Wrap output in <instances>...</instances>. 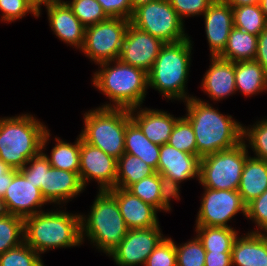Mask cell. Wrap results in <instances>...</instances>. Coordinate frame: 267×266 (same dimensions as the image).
<instances>
[{"label": "cell", "mask_w": 267, "mask_h": 266, "mask_svg": "<svg viewBox=\"0 0 267 266\" xmlns=\"http://www.w3.org/2000/svg\"><path fill=\"white\" fill-rule=\"evenodd\" d=\"M186 116L193 128L197 147V156H204L230 149L241 143L243 125L231 115H225L215 109L208 101L191 97L184 102Z\"/></svg>", "instance_id": "cell-1"}, {"label": "cell", "mask_w": 267, "mask_h": 266, "mask_svg": "<svg viewBox=\"0 0 267 266\" xmlns=\"http://www.w3.org/2000/svg\"><path fill=\"white\" fill-rule=\"evenodd\" d=\"M98 65L100 70L92 76V83L112 102L102 104L101 107L130 110L142 106L149 89L148 73L145 70L119 59Z\"/></svg>", "instance_id": "cell-2"}, {"label": "cell", "mask_w": 267, "mask_h": 266, "mask_svg": "<svg viewBox=\"0 0 267 266\" xmlns=\"http://www.w3.org/2000/svg\"><path fill=\"white\" fill-rule=\"evenodd\" d=\"M24 242L38 254L82 243L81 217L64 210L42 211L24 219Z\"/></svg>", "instance_id": "cell-3"}, {"label": "cell", "mask_w": 267, "mask_h": 266, "mask_svg": "<svg viewBox=\"0 0 267 266\" xmlns=\"http://www.w3.org/2000/svg\"><path fill=\"white\" fill-rule=\"evenodd\" d=\"M190 37L175 43H165L148 72V87L157 90L167 100L187 101L186 84L191 65Z\"/></svg>", "instance_id": "cell-4"}, {"label": "cell", "mask_w": 267, "mask_h": 266, "mask_svg": "<svg viewBox=\"0 0 267 266\" xmlns=\"http://www.w3.org/2000/svg\"><path fill=\"white\" fill-rule=\"evenodd\" d=\"M80 217L82 243L87 238L106 256L123 241L129 230L109 190H99L88 215L80 213Z\"/></svg>", "instance_id": "cell-5"}, {"label": "cell", "mask_w": 267, "mask_h": 266, "mask_svg": "<svg viewBox=\"0 0 267 266\" xmlns=\"http://www.w3.org/2000/svg\"><path fill=\"white\" fill-rule=\"evenodd\" d=\"M47 130L46 125L30 113L0 117V159L12 169H22L41 152Z\"/></svg>", "instance_id": "cell-6"}, {"label": "cell", "mask_w": 267, "mask_h": 266, "mask_svg": "<svg viewBox=\"0 0 267 266\" xmlns=\"http://www.w3.org/2000/svg\"><path fill=\"white\" fill-rule=\"evenodd\" d=\"M83 117L82 139L118 159L124 153L126 125L131 120L130 110L99 106L85 112Z\"/></svg>", "instance_id": "cell-7"}, {"label": "cell", "mask_w": 267, "mask_h": 266, "mask_svg": "<svg viewBox=\"0 0 267 266\" xmlns=\"http://www.w3.org/2000/svg\"><path fill=\"white\" fill-rule=\"evenodd\" d=\"M248 154L242 141L230 149L202 157L199 183L213 190H238Z\"/></svg>", "instance_id": "cell-8"}, {"label": "cell", "mask_w": 267, "mask_h": 266, "mask_svg": "<svg viewBox=\"0 0 267 266\" xmlns=\"http://www.w3.org/2000/svg\"><path fill=\"white\" fill-rule=\"evenodd\" d=\"M131 24L155 36L164 43H175L190 37L185 33L184 21L169 0H156L134 10Z\"/></svg>", "instance_id": "cell-9"}, {"label": "cell", "mask_w": 267, "mask_h": 266, "mask_svg": "<svg viewBox=\"0 0 267 266\" xmlns=\"http://www.w3.org/2000/svg\"><path fill=\"white\" fill-rule=\"evenodd\" d=\"M130 23L128 19L110 17L86 27L81 52L95 65L118 59Z\"/></svg>", "instance_id": "cell-10"}, {"label": "cell", "mask_w": 267, "mask_h": 266, "mask_svg": "<svg viewBox=\"0 0 267 266\" xmlns=\"http://www.w3.org/2000/svg\"><path fill=\"white\" fill-rule=\"evenodd\" d=\"M204 193L196 217V226L226 227L237 213L246 217V204L238 190H213L203 187Z\"/></svg>", "instance_id": "cell-11"}, {"label": "cell", "mask_w": 267, "mask_h": 266, "mask_svg": "<svg viewBox=\"0 0 267 266\" xmlns=\"http://www.w3.org/2000/svg\"><path fill=\"white\" fill-rule=\"evenodd\" d=\"M79 177L84 188L92 180L99 190L116 187L117 159L85 142L80 135Z\"/></svg>", "instance_id": "cell-12"}, {"label": "cell", "mask_w": 267, "mask_h": 266, "mask_svg": "<svg viewBox=\"0 0 267 266\" xmlns=\"http://www.w3.org/2000/svg\"><path fill=\"white\" fill-rule=\"evenodd\" d=\"M159 226L130 229L123 241L110 253L118 266L145 265L148 256L165 238Z\"/></svg>", "instance_id": "cell-13"}, {"label": "cell", "mask_w": 267, "mask_h": 266, "mask_svg": "<svg viewBox=\"0 0 267 266\" xmlns=\"http://www.w3.org/2000/svg\"><path fill=\"white\" fill-rule=\"evenodd\" d=\"M46 204L40 189L18 171L0 201V211L25 219L42 212Z\"/></svg>", "instance_id": "cell-14"}, {"label": "cell", "mask_w": 267, "mask_h": 266, "mask_svg": "<svg viewBox=\"0 0 267 266\" xmlns=\"http://www.w3.org/2000/svg\"><path fill=\"white\" fill-rule=\"evenodd\" d=\"M164 44L160 39L130 23L118 59L148 73Z\"/></svg>", "instance_id": "cell-15"}, {"label": "cell", "mask_w": 267, "mask_h": 266, "mask_svg": "<svg viewBox=\"0 0 267 266\" xmlns=\"http://www.w3.org/2000/svg\"><path fill=\"white\" fill-rule=\"evenodd\" d=\"M84 190L78 173L51 167L44 155V178L43 184H41V193L48 204L62 205V203L76 198Z\"/></svg>", "instance_id": "cell-16"}, {"label": "cell", "mask_w": 267, "mask_h": 266, "mask_svg": "<svg viewBox=\"0 0 267 266\" xmlns=\"http://www.w3.org/2000/svg\"><path fill=\"white\" fill-rule=\"evenodd\" d=\"M203 17L210 57H218L223 52L234 27L232 7L224 0H215L204 12Z\"/></svg>", "instance_id": "cell-17"}, {"label": "cell", "mask_w": 267, "mask_h": 266, "mask_svg": "<svg viewBox=\"0 0 267 266\" xmlns=\"http://www.w3.org/2000/svg\"><path fill=\"white\" fill-rule=\"evenodd\" d=\"M47 9L49 26L59 40L81 50L85 41V26L73 14L65 1L43 5Z\"/></svg>", "instance_id": "cell-18"}, {"label": "cell", "mask_w": 267, "mask_h": 266, "mask_svg": "<svg viewBox=\"0 0 267 266\" xmlns=\"http://www.w3.org/2000/svg\"><path fill=\"white\" fill-rule=\"evenodd\" d=\"M109 191L115 196L120 213L129 230L160 226L157 217L158 210L155 207L142 201L127 189L115 187Z\"/></svg>", "instance_id": "cell-19"}, {"label": "cell", "mask_w": 267, "mask_h": 266, "mask_svg": "<svg viewBox=\"0 0 267 266\" xmlns=\"http://www.w3.org/2000/svg\"><path fill=\"white\" fill-rule=\"evenodd\" d=\"M200 158L177 150L165 143L160 146L157 172L179 183L197 178L199 180Z\"/></svg>", "instance_id": "cell-20"}, {"label": "cell", "mask_w": 267, "mask_h": 266, "mask_svg": "<svg viewBox=\"0 0 267 266\" xmlns=\"http://www.w3.org/2000/svg\"><path fill=\"white\" fill-rule=\"evenodd\" d=\"M167 112L140 106L130 109V117L151 142L161 146L168 142L178 119Z\"/></svg>", "instance_id": "cell-21"}, {"label": "cell", "mask_w": 267, "mask_h": 266, "mask_svg": "<svg viewBox=\"0 0 267 266\" xmlns=\"http://www.w3.org/2000/svg\"><path fill=\"white\" fill-rule=\"evenodd\" d=\"M210 62L202 79V91L213 101L224 100L227 96L236 94L235 62L220 57H211Z\"/></svg>", "instance_id": "cell-22"}, {"label": "cell", "mask_w": 267, "mask_h": 266, "mask_svg": "<svg viewBox=\"0 0 267 266\" xmlns=\"http://www.w3.org/2000/svg\"><path fill=\"white\" fill-rule=\"evenodd\" d=\"M231 261L232 266H267V233L238 235L232 247Z\"/></svg>", "instance_id": "cell-23"}, {"label": "cell", "mask_w": 267, "mask_h": 266, "mask_svg": "<svg viewBox=\"0 0 267 266\" xmlns=\"http://www.w3.org/2000/svg\"><path fill=\"white\" fill-rule=\"evenodd\" d=\"M267 190V161L249 156L246 159L238 187L247 205Z\"/></svg>", "instance_id": "cell-24"}, {"label": "cell", "mask_w": 267, "mask_h": 266, "mask_svg": "<svg viewBox=\"0 0 267 266\" xmlns=\"http://www.w3.org/2000/svg\"><path fill=\"white\" fill-rule=\"evenodd\" d=\"M51 133L47 130L43 136L41 142V152L48 159L51 167L66 170L70 172H76L79 174L80 166V134L76 138L74 143L66 142L58 137L55 138V146L51 150V156L46 154V144L50 140Z\"/></svg>", "instance_id": "cell-25"}, {"label": "cell", "mask_w": 267, "mask_h": 266, "mask_svg": "<svg viewBox=\"0 0 267 266\" xmlns=\"http://www.w3.org/2000/svg\"><path fill=\"white\" fill-rule=\"evenodd\" d=\"M124 153L139 157L157 172L160 146L151 142L132 120L126 125Z\"/></svg>", "instance_id": "cell-26"}, {"label": "cell", "mask_w": 267, "mask_h": 266, "mask_svg": "<svg viewBox=\"0 0 267 266\" xmlns=\"http://www.w3.org/2000/svg\"><path fill=\"white\" fill-rule=\"evenodd\" d=\"M236 92L251 97L267 91V73L255 60L235 62ZM257 93V94H256Z\"/></svg>", "instance_id": "cell-27"}, {"label": "cell", "mask_w": 267, "mask_h": 266, "mask_svg": "<svg viewBox=\"0 0 267 266\" xmlns=\"http://www.w3.org/2000/svg\"><path fill=\"white\" fill-rule=\"evenodd\" d=\"M258 36L233 27L223 52L218 56L224 60L237 62L254 60Z\"/></svg>", "instance_id": "cell-28"}, {"label": "cell", "mask_w": 267, "mask_h": 266, "mask_svg": "<svg viewBox=\"0 0 267 266\" xmlns=\"http://www.w3.org/2000/svg\"><path fill=\"white\" fill-rule=\"evenodd\" d=\"M156 171L139 157L123 153L117 159L116 187L127 189L135 182L149 177Z\"/></svg>", "instance_id": "cell-29"}, {"label": "cell", "mask_w": 267, "mask_h": 266, "mask_svg": "<svg viewBox=\"0 0 267 266\" xmlns=\"http://www.w3.org/2000/svg\"><path fill=\"white\" fill-rule=\"evenodd\" d=\"M196 236L206 252H232L239 232L234 228L196 226Z\"/></svg>", "instance_id": "cell-30"}, {"label": "cell", "mask_w": 267, "mask_h": 266, "mask_svg": "<svg viewBox=\"0 0 267 266\" xmlns=\"http://www.w3.org/2000/svg\"><path fill=\"white\" fill-rule=\"evenodd\" d=\"M234 27L258 36L266 27L267 21L259 4L232 7Z\"/></svg>", "instance_id": "cell-31"}, {"label": "cell", "mask_w": 267, "mask_h": 266, "mask_svg": "<svg viewBox=\"0 0 267 266\" xmlns=\"http://www.w3.org/2000/svg\"><path fill=\"white\" fill-rule=\"evenodd\" d=\"M24 219L0 211V255L24 242Z\"/></svg>", "instance_id": "cell-32"}, {"label": "cell", "mask_w": 267, "mask_h": 266, "mask_svg": "<svg viewBox=\"0 0 267 266\" xmlns=\"http://www.w3.org/2000/svg\"><path fill=\"white\" fill-rule=\"evenodd\" d=\"M242 140L246 148H252L255 158L267 161V119L256 121L250 127L243 126ZM247 140V141H246ZM248 143V144H246Z\"/></svg>", "instance_id": "cell-33"}, {"label": "cell", "mask_w": 267, "mask_h": 266, "mask_svg": "<svg viewBox=\"0 0 267 266\" xmlns=\"http://www.w3.org/2000/svg\"><path fill=\"white\" fill-rule=\"evenodd\" d=\"M65 2L85 27L95 25L110 18L97 0H72Z\"/></svg>", "instance_id": "cell-34"}, {"label": "cell", "mask_w": 267, "mask_h": 266, "mask_svg": "<svg viewBox=\"0 0 267 266\" xmlns=\"http://www.w3.org/2000/svg\"><path fill=\"white\" fill-rule=\"evenodd\" d=\"M177 150L197 155L196 140L191 123L184 117H178L167 142Z\"/></svg>", "instance_id": "cell-35"}, {"label": "cell", "mask_w": 267, "mask_h": 266, "mask_svg": "<svg viewBox=\"0 0 267 266\" xmlns=\"http://www.w3.org/2000/svg\"><path fill=\"white\" fill-rule=\"evenodd\" d=\"M41 257L23 242L0 255V266H45Z\"/></svg>", "instance_id": "cell-36"}, {"label": "cell", "mask_w": 267, "mask_h": 266, "mask_svg": "<svg viewBox=\"0 0 267 266\" xmlns=\"http://www.w3.org/2000/svg\"><path fill=\"white\" fill-rule=\"evenodd\" d=\"M127 190L161 212L160 181L158 172L133 183Z\"/></svg>", "instance_id": "cell-37"}, {"label": "cell", "mask_w": 267, "mask_h": 266, "mask_svg": "<svg viewBox=\"0 0 267 266\" xmlns=\"http://www.w3.org/2000/svg\"><path fill=\"white\" fill-rule=\"evenodd\" d=\"M177 266H205L206 251L197 236L180 245L175 243Z\"/></svg>", "instance_id": "cell-38"}, {"label": "cell", "mask_w": 267, "mask_h": 266, "mask_svg": "<svg viewBox=\"0 0 267 266\" xmlns=\"http://www.w3.org/2000/svg\"><path fill=\"white\" fill-rule=\"evenodd\" d=\"M0 10L2 12L0 20L7 24L26 17L28 13L36 18L39 17L38 11L26 0H0Z\"/></svg>", "instance_id": "cell-39"}, {"label": "cell", "mask_w": 267, "mask_h": 266, "mask_svg": "<svg viewBox=\"0 0 267 266\" xmlns=\"http://www.w3.org/2000/svg\"><path fill=\"white\" fill-rule=\"evenodd\" d=\"M144 266H177L174 240L165 236L148 256Z\"/></svg>", "instance_id": "cell-40"}, {"label": "cell", "mask_w": 267, "mask_h": 266, "mask_svg": "<svg viewBox=\"0 0 267 266\" xmlns=\"http://www.w3.org/2000/svg\"><path fill=\"white\" fill-rule=\"evenodd\" d=\"M256 225L253 233H267V190L246 205V217ZM263 231V232H262Z\"/></svg>", "instance_id": "cell-41"}, {"label": "cell", "mask_w": 267, "mask_h": 266, "mask_svg": "<svg viewBox=\"0 0 267 266\" xmlns=\"http://www.w3.org/2000/svg\"><path fill=\"white\" fill-rule=\"evenodd\" d=\"M215 0H169L170 5L184 21L185 17L203 15Z\"/></svg>", "instance_id": "cell-42"}, {"label": "cell", "mask_w": 267, "mask_h": 266, "mask_svg": "<svg viewBox=\"0 0 267 266\" xmlns=\"http://www.w3.org/2000/svg\"><path fill=\"white\" fill-rule=\"evenodd\" d=\"M161 211L171 212V200H180V183L159 174ZM172 198V199H171Z\"/></svg>", "instance_id": "cell-43"}, {"label": "cell", "mask_w": 267, "mask_h": 266, "mask_svg": "<svg viewBox=\"0 0 267 266\" xmlns=\"http://www.w3.org/2000/svg\"><path fill=\"white\" fill-rule=\"evenodd\" d=\"M29 165V166H27ZM27 180H30L41 191L44 178V154L40 152L32 157L25 166L18 170Z\"/></svg>", "instance_id": "cell-44"}, {"label": "cell", "mask_w": 267, "mask_h": 266, "mask_svg": "<svg viewBox=\"0 0 267 266\" xmlns=\"http://www.w3.org/2000/svg\"><path fill=\"white\" fill-rule=\"evenodd\" d=\"M105 13L111 18L131 20L134 11L130 0H97Z\"/></svg>", "instance_id": "cell-45"}, {"label": "cell", "mask_w": 267, "mask_h": 266, "mask_svg": "<svg viewBox=\"0 0 267 266\" xmlns=\"http://www.w3.org/2000/svg\"><path fill=\"white\" fill-rule=\"evenodd\" d=\"M232 252H206L205 266H232Z\"/></svg>", "instance_id": "cell-46"}, {"label": "cell", "mask_w": 267, "mask_h": 266, "mask_svg": "<svg viewBox=\"0 0 267 266\" xmlns=\"http://www.w3.org/2000/svg\"><path fill=\"white\" fill-rule=\"evenodd\" d=\"M257 61L267 73V27L258 35V43L256 50Z\"/></svg>", "instance_id": "cell-47"}, {"label": "cell", "mask_w": 267, "mask_h": 266, "mask_svg": "<svg viewBox=\"0 0 267 266\" xmlns=\"http://www.w3.org/2000/svg\"><path fill=\"white\" fill-rule=\"evenodd\" d=\"M18 172L16 169H10L6 174H4V178H0V201L4 198L6 189L12 182L13 176Z\"/></svg>", "instance_id": "cell-48"}, {"label": "cell", "mask_w": 267, "mask_h": 266, "mask_svg": "<svg viewBox=\"0 0 267 266\" xmlns=\"http://www.w3.org/2000/svg\"><path fill=\"white\" fill-rule=\"evenodd\" d=\"M231 7L259 4L260 0H224Z\"/></svg>", "instance_id": "cell-49"}, {"label": "cell", "mask_w": 267, "mask_h": 266, "mask_svg": "<svg viewBox=\"0 0 267 266\" xmlns=\"http://www.w3.org/2000/svg\"><path fill=\"white\" fill-rule=\"evenodd\" d=\"M58 1H62V0H34V8L38 11V16L41 15V6L42 4H48V3H52V2H58Z\"/></svg>", "instance_id": "cell-50"}, {"label": "cell", "mask_w": 267, "mask_h": 266, "mask_svg": "<svg viewBox=\"0 0 267 266\" xmlns=\"http://www.w3.org/2000/svg\"><path fill=\"white\" fill-rule=\"evenodd\" d=\"M130 1H131L132 10L134 11L139 6L143 4H147L152 1H156V0H130Z\"/></svg>", "instance_id": "cell-51"}, {"label": "cell", "mask_w": 267, "mask_h": 266, "mask_svg": "<svg viewBox=\"0 0 267 266\" xmlns=\"http://www.w3.org/2000/svg\"><path fill=\"white\" fill-rule=\"evenodd\" d=\"M10 169L11 167L0 159V178H4V174H6Z\"/></svg>", "instance_id": "cell-52"}, {"label": "cell", "mask_w": 267, "mask_h": 266, "mask_svg": "<svg viewBox=\"0 0 267 266\" xmlns=\"http://www.w3.org/2000/svg\"><path fill=\"white\" fill-rule=\"evenodd\" d=\"M259 6L263 12V15L265 16L266 21H267V0H260Z\"/></svg>", "instance_id": "cell-53"}, {"label": "cell", "mask_w": 267, "mask_h": 266, "mask_svg": "<svg viewBox=\"0 0 267 266\" xmlns=\"http://www.w3.org/2000/svg\"><path fill=\"white\" fill-rule=\"evenodd\" d=\"M34 7V0H26Z\"/></svg>", "instance_id": "cell-54"}]
</instances>
